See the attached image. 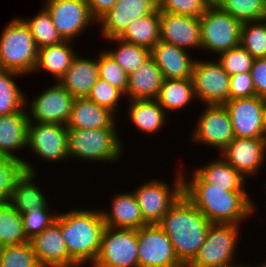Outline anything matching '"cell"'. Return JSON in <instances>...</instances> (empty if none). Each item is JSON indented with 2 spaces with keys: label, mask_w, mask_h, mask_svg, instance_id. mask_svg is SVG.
<instances>
[{
  "label": "cell",
  "mask_w": 266,
  "mask_h": 267,
  "mask_svg": "<svg viewBox=\"0 0 266 267\" xmlns=\"http://www.w3.org/2000/svg\"><path fill=\"white\" fill-rule=\"evenodd\" d=\"M79 208L61 213V234L69 255L81 267H90L99 253L105 224L100 208Z\"/></svg>",
  "instance_id": "cell-3"
},
{
  "label": "cell",
  "mask_w": 266,
  "mask_h": 267,
  "mask_svg": "<svg viewBox=\"0 0 266 267\" xmlns=\"http://www.w3.org/2000/svg\"><path fill=\"white\" fill-rule=\"evenodd\" d=\"M213 3L241 23L266 17V0H213Z\"/></svg>",
  "instance_id": "cell-37"
},
{
  "label": "cell",
  "mask_w": 266,
  "mask_h": 267,
  "mask_svg": "<svg viewBox=\"0 0 266 267\" xmlns=\"http://www.w3.org/2000/svg\"><path fill=\"white\" fill-rule=\"evenodd\" d=\"M33 16L34 17H30L29 19L20 18L29 27L38 49L48 45H56L64 41L54 26L49 12L43 6H41V9Z\"/></svg>",
  "instance_id": "cell-35"
},
{
  "label": "cell",
  "mask_w": 266,
  "mask_h": 267,
  "mask_svg": "<svg viewBox=\"0 0 266 267\" xmlns=\"http://www.w3.org/2000/svg\"><path fill=\"white\" fill-rule=\"evenodd\" d=\"M0 267H41L30 242L3 246L0 253Z\"/></svg>",
  "instance_id": "cell-39"
},
{
  "label": "cell",
  "mask_w": 266,
  "mask_h": 267,
  "mask_svg": "<svg viewBox=\"0 0 266 267\" xmlns=\"http://www.w3.org/2000/svg\"><path fill=\"white\" fill-rule=\"evenodd\" d=\"M262 139L266 142V106L263 113Z\"/></svg>",
  "instance_id": "cell-49"
},
{
  "label": "cell",
  "mask_w": 266,
  "mask_h": 267,
  "mask_svg": "<svg viewBox=\"0 0 266 267\" xmlns=\"http://www.w3.org/2000/svg\"><path fill=\"white\" fill-rule=\"evenodd\" d=\"M198 59L191 77L197 102L203 105H224L229 101L230 76L217 59Z\"/></svg>",
  "instance_id": "cell-12"
},
{
  "label": "cell",
  "mask_w": 266,
  "mask_h": 267,
  "mask_svg": "<svg viewBox=\"0 0 266 267\" xmlns=\"http://www.w3.org/2000/svg\"><path fill=\"white\" fill-rule=\"evenodd\" d=\"M25 171L23 162L0 156V203H7L16 180Z\"/></svg>",
  "instance_id": "cell-43"
},
{
  "label": "cell",
  "mask_w": 266,
  "mask_h": 267,
  "mask_svg": "<svg viewBox=\"0 0 266 267\" xmlns=\"http://www.w3.org/2000/svg\"><path fill=\"white\" fill-rule=\"evenodd\" d=\"M119 117L109 109L99 106L87 97L75 98L69 120L66 124L67 129H102L119 128L117 125Z\"/></svg>",
  "instance_id": "cell-24"
},
{
  "label": "cell",
  "mask_w": 266,
  "mask_h": 267,
  "mask_svg": "<svg viewBox=\"0 0 266 267\" xmlns=\"http://www.w3.org/2000/svg\"><path fill=\"white\" fill-rule=\"evenodd\" d=\"M43 1V7L49 12L54 26L64 40L76 42L93 24L94 27L97 25L86 0Z\"/></svg>",
  "instance_id": "cell-14"
},
{
  "label": "cell",
  "mask_w": 266,
  "mask_h": 267,
  "mask_svg": "<svg viewBox=\"0 0 266 267\" xmlns=\"http://www.w3.org/2000/svg\"><path fill=\"white\" fill-rule=\"evenodd\" d=\"M95 58V59H94ZM88 58L77 53L70 67L58 81L74 98L87 97L99 78L98 56ZM97 58V59H96Z\"/></svg>",
  "instance_id": "cell-25"
},
{
  "label": "cell",
  "mask_w": 266,
  "mask_h": 267,
  "mask_svg": "<svg viewBox=\"0 0 266 267\" xmlns=\"http://www.w3.org/2000/svg\"><path fill=\"white\" fill-rule=\"evenodd\" d=\"M155 100L169 113L168 116L172 112L187 109L194 101L197 103L192 79H164Z\"/></svg>",
  "instance_id": "cell-30"
},
{
  "label": "cell",
  "mask_w": 266,
  "mask_h": 267,
  "mask_svg": "<svg viewBox=\"0 0 266 267\" xmlns=\"http://www.w3.org/2000/svg\"><path fill=\"white\" fill-rule=\"evenodd\" d=\"M87 98L99 106L109 109L116 116H118V110H120V102L122 100L126 101L124 99L125 94L120 89L101 78H98L92 86Z\"/></svg>",
  "instance_id": "cell-40"
},
{
  "label": "cell",
  "mask_w": 266,
  "mask_h": 267,
  "mask_svg": "<svg viewBox=\"0 0 266 267\" xmlns=\"http://www.w3.org/2000/svg\"><path fill=\"white\" fill-rule=\"evenodd\" d=\"M178 168H176L177 174L173 176V183L169 184L167 181H162V178L153 177L141 182L132 190L147 224H158L183 195V176L180 166Z\"/></svg>",
  "instance_id": "cell-7"
},
{
  "label": "cell",
  "mask_w": 266,
  "mask_h": 267,
  "mask_svg": "<svg viewBox=\"0 0 266 267\" xmlns=\"http://www.w3.org/2000/svg\"><path fill=\"white\" fill-rule=\"evenodd\" d=\"M213 0H159V11L200 18Z\"/></svg>",
  "instance_id": "cell-44"
},
{
  "label": "cell",
  "mask_w": 266,
  "mask_h": 267,
  "mask_svg": "<svg viewBox=\"0 0 266 267\" xmlns=\"http://www.w3.org/2000/svg\"><path fill=\"white\" fill-rule=\"evenodd\" d=\"M99 78L106 80L112 86L120 89L125 95L128 87V74L105 50L99 51L98 55Z\"/></svg>",
  "instance_id": "cell-41"
},
{
  "label": "cell",
  "mask_w": 266,
  "mask_h": 267,
  "mask_svg": "<svg viewBox=\"0 0 266 267\" xmlns=\"http://www.w3.org/2000/svg\"><path fill=\"white\" fill-rule=\"evenodd\" d=\"M91 16L98 21L116 4L117 0H86Z\"/></svg>",
  "instance_id": "cell-48"
},
{
  "label": "cell",
  "mask_w": 266,
  "mask_h": 267,
  "mask_svg": "<svg viewBox=\"0 0 266 267\" xmlns=\"http://www.w3.org/2000/svg\"><path fill=\"white\" fill-rule=\"evenodd\" d=\"M27 242L22 216L8 202L0 203V244L8 246Z\"/></svg>",
  "instance_id": "cell-36"
},
{
  "label": "cell",
  "mask_w": 266,
  "mask_h": 267,
  "mask_svg": "<svg viewBox=\"0 0 266 267\" xmlns=\"http://www.w3.org/2000/svg\"><path fill=\"white\" fill-rule=\"evenodd\" d=\"M250 74L256 96L266 99V58L254 59Z\"/></svg>",
  "instance_id": "cell-47"
},
{
  "label": "cell",
  "mask_w": 266,
  "mask_h": 267,
  "mask_svg": "<svg viewBox=\"0 0 266 267\" xmlns=\"http://www.w3.org/2000/svg\"><path fill=\"white\" fill-rule=\"evenodd\" d=\"M38 48L29 27L20 17L10 20L0 35V69L33 74Z\"/></svg>",
  "instance_id": "cell-5"
},
{
  "label": "cell",
  "mask_w": 266,
  "mask_h": 267,
  "mask_svg": "<svg viewBox=\"0 0 266 267\" xmlns=\"http://www.w3.org/2000/svg\"><path fill=\"white\" fill-rule=\"evenodd\" d=\"M159 28V9L156 7L150 14L130 23L118 38L151 50L160 40Z\"/></svg>",
  "instance_id": "cell-32"
},
{
  "label": "cell",
  "mask_w": 266,
  "mask_h": 267,
  "mask_svg": "<svg viewBox=\"0 0 266 267\" xmlns=\"http://www.w3.org/2000/svg\"><path fill=\"white\" fill-rule=\"evenodd\" d=\"M192 169L206 184L220 187H246V179L222 157Z\"/></svg>",
  "instance_id": "cell-31"
},
{
  "label": "cell",
  "mask_w": 266,
  "mask_h": 267,
  "mask_svg": "<svg viewBox=\"0 0 266 267\" xmlns=\"http://www.w3.org/2000/svg\"><path fill=\"white\" fill-rule=\"evenodd\" d=\"M242 225L211 223L206 239L194 259L192 267H229L240 262L238 245L243 232ZM238 260V261H237Z\"/></svg>",
  "instance_id": "cell-6"
},
{
  "label": "cell",
  "mask_w": 266,
  "mask_h": 267,
  "mask_svg": "<svg viewBox=\"0 0 266 267\" xmlns=\"http://www.w3.org/2000/svg\"><path fill=\"white\" fill-rule=\"evenodd\" d=\"M109 208L100 207L105 226L138 230L148 225L141 214L133 191L113 193ZM111 206V207H110Z\"/></svg>",
  "instance_id": "cell-22"
},
{
  "label": "cell",
  "mask_w": 266,
  "mask_h": 267,
  "mask_svg": "<svg viewBox=\"0 0 266 267\" xmlns=\"http://www.w3.org/2000/svg\"><path fill=\"white\" fill-rule=\"evenodd\" d=\"M38 173L24 171L15 182L8 203L20 215L29 211L43 210L50 204L47 194L43 190L44 187H40L37 182Z\"/></svg>",
  "instance_id": "cell-26"
},
{
  "label": "cell",
  "mask_w": 266,
  "mask_h": 267,
  "mask_svg": "<svg viewBox=\"0 0 266 267\" xmlns=\"http://www.w3.org/2000/svg\"><path fill=\"white\" fill-rule=\"evenodd\" d=\"M160 41L174 44L188 51L201 50L199 18L159 11Z\"/></svg>",
  "instance_id": "cell-21"
},
{
  "label": "cell",
  "mask_w": 266,
  "mask_h": 267,
  "mask_svg": "<svg viewBox=\"0 0 266 267\" xmlns=\"http://www.w3.org/2000/svg\"><path fill=\"white\" fill-rule=\"evenodd\" d=\"M189 52L174 44L159 40L151 49V57L161 70L164 79H187L192 77L197 59L193 58Z\"/></svg>",
  "instance_id": "cell-23"
},
{
  "label": "cell",
  "mask_w": 266,
  "mask_h": 267,
  "mask_svg": "<svg viewBox=\"0 0 266 267\" xmlns=\"http://www.w3.org/2000/svg\"><path fill=\"white\" fill-rule=\"evenodd\" d=\"M31 99L26 95L25 107L30 122L66 125L75 98L55 81Z\"/></svg>",
  "instance_id": "cell-13"
},
{
  "label": "cell",
  "mask_w": 266,
  "mask_h": 267,
  "mask_svg": "<svg viewBox=\"0 0 266 267\" xmlns=\"http://www.w3.org/2000/svg\"><path fill=\"white\" fill-rule=\"evenodd\" d=\"M201 23V52L217 56L240 46L242 23L212 3L199 18Z\"/></svg>",
  "instance_id": "cell-8"
},
{
  "label": "cell",
  "mask_w": 266,
  "mask_h": 267,
  "mask_svg": "<svg viewBox=\"0 0 266 267\" xmlns=\"http://www.w3.org/2000/svg\"><path fill=\"white\" fill-rule=\"evenodd\" d=\"M217 58V61L229 76L250 72L255 59L241 46L223 51L217 55Z\"/></svg>",
  "instance_id": "cell-42"
},
{
  "label": "cell",
  "mask_w": 266,
  "mask_h": 267,
  "mask_svg": "<svg viewBox=\"0 0 266 267\" xmlns=\"http://www.w3.org/2000/svg\"><path fill=\"white\" fill-rule=\"evenodd\" d=\"M29 122L26 109L7 115H0V156L23 162L25 171L38 172L36 171V169L39 170L38 166L32 165L34 162H28L27 158H22L20 157L22 155L17 153L27 149Z\"/></svg>",
  "instance_id": "cell-19"
},
{
  "label": "cell",
  "mask_w": 266,
  "mask_h": 267,
  "mask_svg": "<svg viewBox=\"0 0 266 267\" xmlns=\"http://www.w3.org/2000/svg\"><path fill=\"white\" fill-rule=\"evenodd\" d=\"M75 42L64 40L56 45H48L38 49L37 62L33 74L48 73L58 82L70 67L78 51H74ZM74 46V47H73ZM39 71V72H37Z\"/></svg>",
  "instance_id": "cell-29"
},
{
  "label": "cell",
  "mask_w": 266,
  "mask_h": 267,
  "mask_svg": "<svg viewBox=\"0 0 266 267\" xmlns=\"http://www.w3.org/2000/svg\"><path fill=\"white\" fill-rule=\"evenodd\" d=\"M105 42H111V47H103L122 67L126 74H130L138 69L149 57L151 50L136 44L128 43L118 37L105 39ZM115 43V44H114ZM115 47V49H114Z\"/></svg>",
  "instance_id": "cell-33"
},
{
  "label": "cell",
  "mask_w": 266,
  "mask_h": 267,
  "mask_svg": "<svg viewBox=\"0 0 266 267\" xmlns=\"http://www.w3.org/2000/svg\"><path fill=\"white\" fill-rule=\"evenodd\" d=\"M41 267H81L70 255L61 234V213L55 222L29 240Z\"/></svg>",
  "instance_id": "cell-16"
},
{
  "label": "cell",
  "mask_w": 266,
  "mask_h": 267,
  "mask_svg": "<svg viewBox=\"0 0 266 267\" xmlns=\"http://www.w3.org/2000/svg\"><path fill=\"white\" fill-rule=\"evenodd\" d=\"M164 81L163 74L152 57L128 75L127 101L154 100Z\"/></svg>",
  "instance_id": "cell-27"
},
{
  "label": "cell",
  "mask_w": 266,
  "mask_h": 267,
  "mask_svg": "<svg viewBox=\"0 0 266 267\" xmlns=\"http://www.w3.org/2000/svg\"><path fill=\"white\" fill-rule=\"evenodd\" d=\"M119 128L68 129V156L86 163L115 164L126 151ZM88 161V162H87Z\"/></svg>",
  "instance_id": "cell-4"
},
{
  "label": "cell",
  "mask_w": 266,
  "mask_h": 267,
  "mask_svg": "<svg viewBox=\"0 0 266 267\" xmlns=\"http://www.w3.org/2000/svg\"><path fill=\"white\" fill-rule=\"evenodd\" d=\"M251 265H252L251 263L250 264L249 263L247 264L245 262L244 263L243 262L241 263V261H240L237 264L232 265V266H229V267H258V265L256 263H255V265H252V266Z\"/></svg>",
  "instance_id": "cell-50"
},
{
  "label": "cell",
  "mask_w": 266,
  "mask_h": 267,
  "mask_svg": "<svg viewBox=\"0 0 266 267\" xmlns=\"http://www.w3.org/2000/svg\"><path fill=\"white\" fill-rule=\"evenodd\" d=\"M203 106L189 134L190 143L211 147L220 154L235 138L229 112L224 105Z\"/></svg>",
  "instance_id": "cell-9"
},
{
  "label": "cell",
  "mask_w": 266,
  "mask_h": 267,
  "mask_svg": "<svg viewBox=\"0 0 266 267\" xmlns=\"http://www.w3.org/2000/svg\"><path fill=\"white\" fill-rule=\"evenodd\" d=\"M128 106H125L127 109L126 114L129 117V122L134 125L135 130L138 133L142 134H159L160 130L168 125V119L170 116H167L164 109L159 105V103L154 100H131L123 102ZM168 120V121H167Z\"/></svg>",
  "instance_id": "cell-28"
},
{
  "label": "cell",
  "mask_w": 266,
  "mask_h": 267,
  "mask_svg": "<svg viewBox=\"0 0 266 267\" xmlns=\"http://www.w3.org/2000/svg\"><path fill=\"white\" fill-rule=\"evenodd\" d=\"M224 106L229 112L234 137L262 139L266 99L259 96L236 98Z\"/></svg>",
  "instance_id": "cell-18"
},
{
  "label": "cell",
  "mask_w": 266,
  "mask_h": 267,
  "mask_svg": "<svg viewBox=\"0 0 266 267\" xmlns=\"http://www.w3.org/2000/svg\"><path fill=\"white\" fill-rule=\"evenodd\" d=\"M258 267H266V260L261 262V263H259Z\"/></svg>",
  "instance_id": "cell-51"
},
{
  "label": "cell",
  "mask_w": 266,
  "mask_h": 267,
  "mask_svg": "<svg viewBox=\"0 0 266 267\" xmlns=\"http://www.w3.org/2000/svg\"><path fill=\"white\" fill-rule=\"evenodd\" d=\"M68 129L66 125L57 123L29 122L27 149L42 160V163H58L69 161Z\"/></svg>",
  "instance_id": "cell-11"
},
{
  "label": "cell",
  "mask_w": 266,
  "mask_h": 267,
  "mask_svg": "<svg viewBox=\"0 0 266 267\" xmlns=\"http://www.w3.org/2000/svg\"><path fill=\"white\" fill-rule=\"evenodd\" d=\"M240 46L255 59L266 58V21L264 19L242 23Z\"/></svg>",
  "instance_id": "cell-38"
},
{
  "label": "cell",
  "mask_w": 266,
  "mask_h": 267,
  "mask_svg": "<svg viewBox=\"0 0 266 267\" xmlns=\"http://www.w3.org/2000/svg\"><path fill=\"white\" fill-rule=\"evenodd\" d=\"M211 222L183 194L158 226L167 234L177 258L189 264L204 243Z\"/></svg>",
  "instance_id": "cell-2"
},
{
  "label": "cell",
  "mask_w": 266,
  "mask_h": 267,
  "mask_svg": "<svg viewBox=\"0 0 266 267\" xmlns=\"http://www.w3.org/2000/svg\"><path fill=\"white\" fill-rule=\"evenodd\" d=\"M183 267H192V266H190V265L187 264V265H184Z\"/></svg>",
  "instance_id": "cell-52"
},
{
  "label": "cell",
  "mask_w": 266,
  "mask_h": 267,
  "mask_svg": "<svg viewBox=\"0 0 266 267\" xmlns=\"http://www.w3.org/2000/svg\"><path fill=\"white\" fill-rule=\"evenodd\" d=\"M24 75L0 69V115H7L26 109V94L16 83V78Z\"/></svg>",
  "instance_id": "cell-34"
},
{
  "label": "cell",
  "mask_w": 266,
  "mask_h": 267,
  "mask_svg": "<svg viewBox=\"0 0 266 267\" xmlns=\"http://www.w3.org/2000/svg\"><path fill=\"white\" fill-rule=\"evenodd\" d=\"M246 180L259 175L266 161V142L257 138H237L220 153Z\"/></svg>",
  "instance_id": "cell-17"
},
{
  "label": "cell",
  "mask_w": 266,
  "mask_h": 267,
  "mask_svg": "<svg viewBox=\"0 0 266 267\" xmlns=\"http://www.w3.org/2000/svg\"><path fill=\"white\" fill-rule=\"evenodd\" d=\"M256 96L250 72L230 76L229 100Z\"/></svg>",
  "instance_id": "cell-46"
},
{
  "label": "cell",
  "mask_w": 266,
  "mask_h": 267,
  "mask_svg": "<svg viewBox=\"0 0 266 267\" xmlns=\"http://www.w3.org/2000/svg\"><path fill=\"white\" fill-rule=\"evenodd\" d=\"M90 267H139L138 230L105 226L99 253Z\"/></svg>",
  "instance_id": "cell-10"
},
{
  "label": "cell",
  "mask_w": 266,
  "mask_h": 267,
  "mask_svg": "<svg viewBox=\"0 0 266 267\" xmlns=\"http://www.w3.org/2000/svg\"><path fill=\"white\" fill-rule=\"evenodd\" d=\"M182 164L183 194L211 223L242 225L259 210L246 187L206 184L192 169L186 171Z\"/></svg>",
  "instance_id": "cell-1"
},
{
  "label": "cell",
  "mask_w": 266,
  "mask_h": 267,
  "mask_svg": "<svg viewBox=\"0 0 266 267\" xmlns=\"http://www.w3.org/2000/svg\"><path fill=\"white\" fill-rule=\"evenodd\" d=\"M53 209L50 204L43 210L29 211L22 214L24 235L27 240H31L34 236L39 235L44 229L56 221L57 211L51 212Z\"/></svg>",
  "instance_id": "cell-45"
},
{
  "label": "cell",
  "mask_w": 266,
  "mask_h": 267,
  "mask_svg": "<svg viewBox=\"0 0 266 267\" xmlns=\"http://www.w3.org/2000/svg\"><path fill=\"white\" fill-rule=\"evenodd\" d=\"M156 7L155 0H117L112 9L97 21L99 38L104 41L119 37L130 23L150 14Z\"/></svg>",
  "instance_id": "cell-20"
},
{
  "label": "cell",
  "mask_w": 266,
  "mask_h": 267,
  "mask_svg": "<svg viewBox=\"0 0 266 267\" xmlns=\"http://www.w3.org/2000/svg\"><path fill=\"white\" fill-rule=\"evenodd\" d=\"M139 267H183L167 234L158 224L138 229Z\"/></svg>",
  "instance_id": "cell-15"
}]
</instances>
